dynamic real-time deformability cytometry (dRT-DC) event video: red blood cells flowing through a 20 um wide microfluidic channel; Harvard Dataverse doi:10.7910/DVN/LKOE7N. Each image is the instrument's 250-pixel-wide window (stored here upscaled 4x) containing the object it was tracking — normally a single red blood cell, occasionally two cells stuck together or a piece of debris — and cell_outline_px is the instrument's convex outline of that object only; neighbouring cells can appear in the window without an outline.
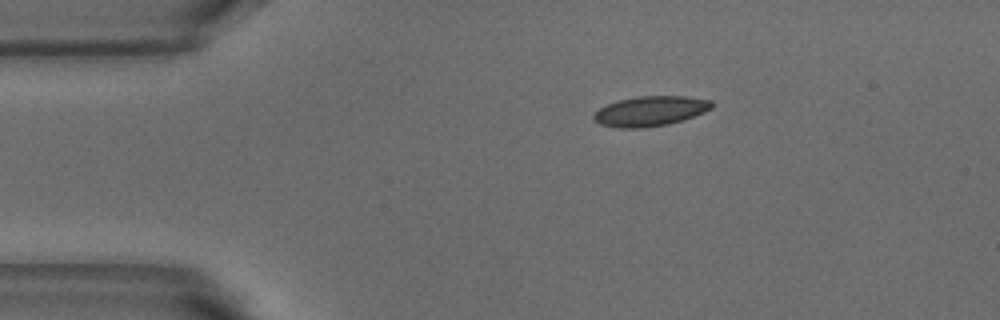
{"species": "common noctule bat (a hibernating species)", "species_latin": "Nyctalus noctula", "temperature_condition": "warm", "stored_images_in_passage": 2, "camera_frame_rate_fps": 3000, "um_per_image_px": 0.085, "animal": {"sex": "male", "body_mass_g": 18.8}, "frame": {"image": 1, "passage_image": 1, "time_ms": 0.0, "image_size_px": [1000, 320], "cell_outline_px": [[712, 108], [704, 112], [684, 120], [668, 124], [644, 128], [620, 128], [600, 124], [592, 120], [592, 116], [600, 108], [616, 100], [636, 96], [688, 96], [712, 100]], "centroid_in_image_um": [55.27, 9.44], "position_along_channel_um": 29.7, "area_um2": 20.81}}